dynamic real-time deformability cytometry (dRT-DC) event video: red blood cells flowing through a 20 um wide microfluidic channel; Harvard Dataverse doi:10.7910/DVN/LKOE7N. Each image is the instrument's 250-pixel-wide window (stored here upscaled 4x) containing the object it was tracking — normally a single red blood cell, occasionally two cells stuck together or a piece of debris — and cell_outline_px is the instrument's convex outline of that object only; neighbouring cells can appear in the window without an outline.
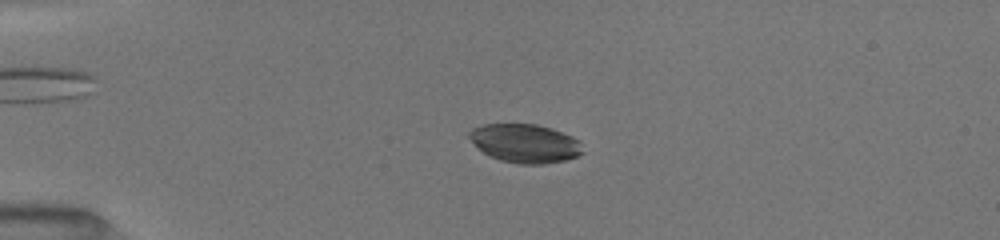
{"species": "common noctule bat (a hibernating species)", "species_latin": "Nyctalus noctula", "temperature_condition": "room temperature", "stored_images_in_passage": 40, "camera_frame_rate_fps": 3000, "um_per_image_px": 0.085, "animal": {"sex": "female", "body_mass_g": 19.5, "forearm_length_mm": 54.1}, "frame": {"image": 1, "passage_image": 1, "time_ms": 0.0, "image_size_px": [1000, 240], "cell_outline_px": [[580, 152], [576, 156], [564, 160], [544, 164], [520, 164], [500, 160], [488, 156], [476, 148], [468, 136], [468, 132], [472, 128], [484, 124], [536, 124], [560, 132], [576, 140]], "centroid_in_image_um": [44.49, 12.19], "position_along_channel_um": 40.5, "area_um2": 25.09}}
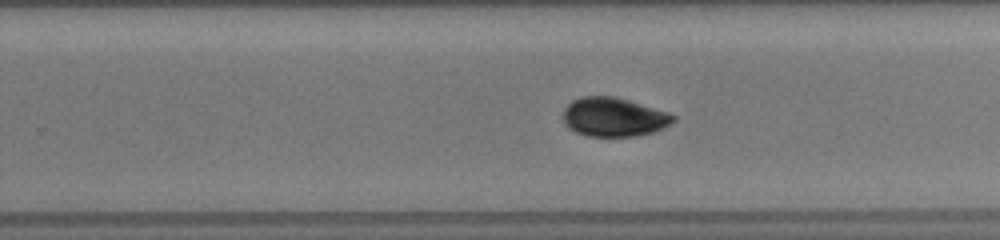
{"frame": {"image": 2, "passage_image": 22, "time_ms": 7.0, "image_size_px": [1000, 240], "cell_outline_px": [[676, 120], [652, 132], [636, 136], [588, 136], [576, 132], [568, 128], [564, 120], [564, 108], [572, 100], [580, 96], [612, 96], [628, 100], [676, 116]], "centroid_in_image_um": [52.11, 9.95], "position_along_channel_um": 277.7, "area_um2": 24.57}}
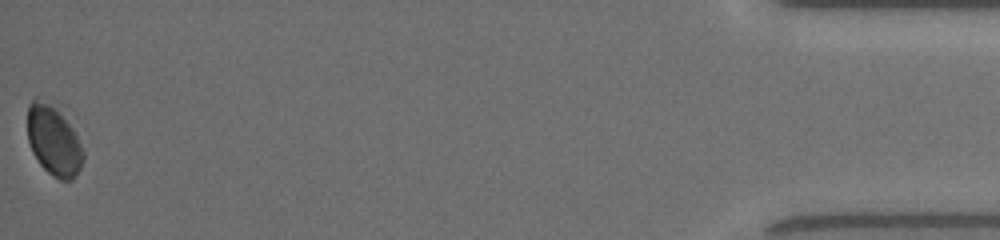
{"frame": {"image": 3, "passage_image": 40, "time_ms": 13.0, "image_size_px": [1000, 240], "cell_outline_px": [[84, 160], [76, 176], [72, 180], [60, 180], [52, 176], [40, 164], [32, 152], [28, 140], [28, 104], [36, 96], [48, 104], [72, 128], [84, 152]], "centroid_in_image_um": [4.55, 12.03], "position_along_channel_um": 430.7, "area_um2": 22.14}, "authors_computed_cell_mechanics": {"area_um2": 24.3916, "velocity_mm_per_s": 3.9888, "shape_relaxation_time_tau1_ms": 3.2426, "shape_relaxation_time_tau2_ms": 2.8142, "deformation_change_tau1": 0.0954, "deformation_change_tau2": 0.0392}}